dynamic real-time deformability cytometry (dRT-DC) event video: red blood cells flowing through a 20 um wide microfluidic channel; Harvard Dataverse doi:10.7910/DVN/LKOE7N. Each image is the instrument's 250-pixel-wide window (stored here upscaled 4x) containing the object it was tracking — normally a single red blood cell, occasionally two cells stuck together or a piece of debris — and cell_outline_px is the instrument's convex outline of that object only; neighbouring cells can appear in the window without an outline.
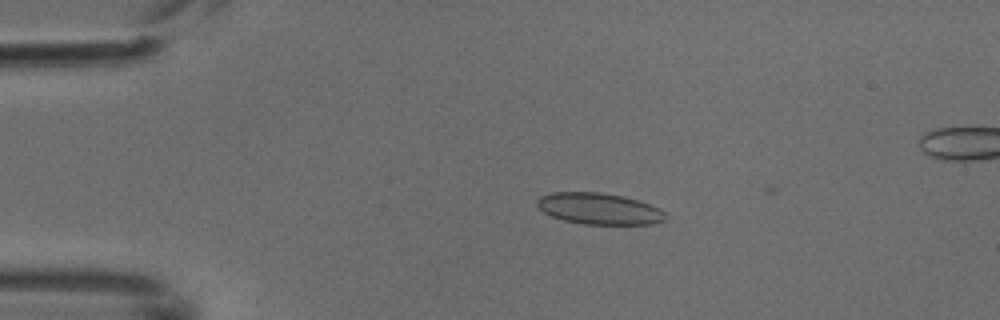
{"species": "common noctule bat (a hibernating species)", "species_latin": "Nyctalus noctula", "temperature_condition": "cold", "stored_images_in_passage": 3, "camera_frame_rate_fps": 3000, "um_per_image_px": 0.085, "animal": {"sex": "male", "body_mass_g": 18.8}, "frame": {"image": 1, "passage_image": 2, "time_ms": 0.333, "image_size_px": [1000, 320], "cell_outline_px": [[668, 220], [652, 224], [584, 224], [564, 220], [552, 216], [544, 212], [536, 204], [536, 200], [540, 196], [552, 192], [600, 192], [624, 196], [640, 200], [660, 208], [668, 216]], "centroid_in_image_um": [50.97, 17.73], "position_along_channel_um": 34.0, "area_um2": 23.7}}